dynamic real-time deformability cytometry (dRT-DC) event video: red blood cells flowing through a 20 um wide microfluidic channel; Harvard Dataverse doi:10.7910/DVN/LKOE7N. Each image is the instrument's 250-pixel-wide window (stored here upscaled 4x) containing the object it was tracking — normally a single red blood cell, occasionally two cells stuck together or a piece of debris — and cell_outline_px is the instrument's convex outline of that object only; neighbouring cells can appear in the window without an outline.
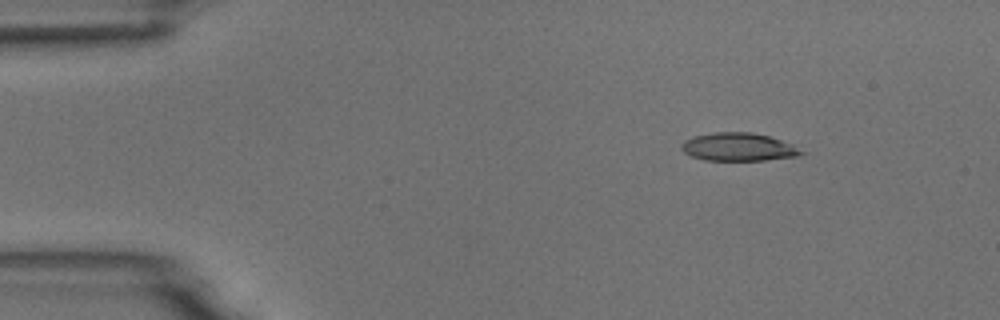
{"species": "common noctule bat (a hibernating species)", "species_latin": "Nyctalus noctula", "temperature_condition": "room temperature", "stored_images_in_passage": 5, "segment_of_instrument_passage": [1, 2], "camera_frame_rate_fps": 3000, "um_per_image_px": 0.085, "animal": {"sex": "male", "body_mass_g": 18.8}, "frame": {"image": 1, "passage_image": 2, "time_ms": 0.333, "image_size_px": [1000, 320], "cell_outline_px": [[808, 152], [796, 156], [764, 160], [704, 160], [692, 156], [684, 152], [680, 148], [680, 144], [684, 140], [696, 136], [712, 132], [752, 132], [768, 136], [792, 144]], "centroid_in_image_um": [62.77, 12.49], "position_along_channel_um": 22.2, "area_um2": 19.59}}